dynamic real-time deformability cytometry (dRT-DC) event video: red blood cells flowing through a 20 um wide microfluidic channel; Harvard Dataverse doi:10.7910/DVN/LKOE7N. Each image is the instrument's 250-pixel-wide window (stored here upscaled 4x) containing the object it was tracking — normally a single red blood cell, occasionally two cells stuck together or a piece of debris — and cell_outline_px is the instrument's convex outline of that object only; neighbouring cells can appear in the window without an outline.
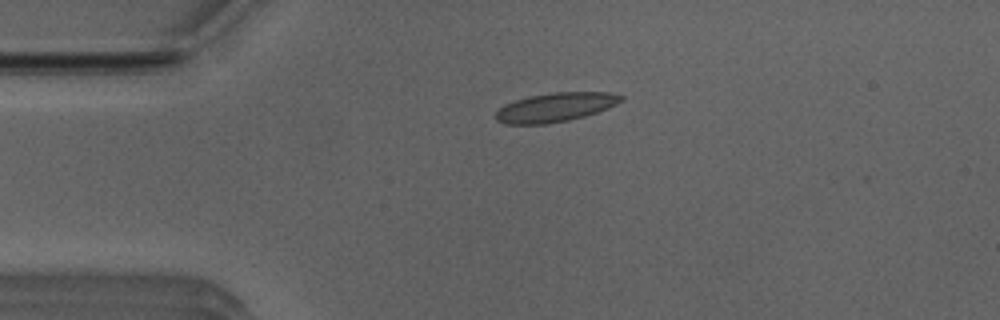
{"species": "Egyptian fruit bat (a non-hibernating species)", "species_latin": "Rousettus aegyptiacus", "temperature_condition": "room temperature", "stored_images_in_passage": 41, "camera_frame_rate_fps": 3000, "um_per_image_px": 0.085, "animal": {"sex": "male"}, "frame": {"image": 1, "passage_image": 1, "time_ms": 0.0, "image_size_px": [1000, 320], "cell_outline_px": [[624, 100], [608, 108], [584, 116], [568, 120], [548, 124], [504, 124], [496, 120], [496, 112], [504, 104], [528, 96], [552, 92], [608, 92], [624, 96]], "centroid_in_image_um": [47.2, 9.11], "position_along_channel_um": 37.8, "area_um2": 21.21}}
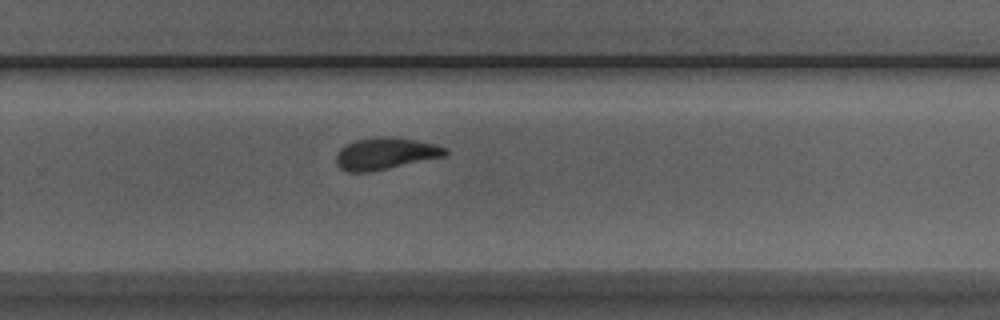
{"frame": {"image": 2, "passage_image": 23, "time_ms": 7.333, "image_size_px": [1000, 320], "cell_outline_px": [[448, 156], [372, 172], [348, 172], [340, 168], [336, 164], [336, 152], [344, 144], [356, 140], [376, 136], [392, 136], [416, 140], [436, 144], [448, 148]], "centroid_in_image_um": [32.78, 13.05], "position_along_channel_um": 297.0, "area_um2": 20.87}}
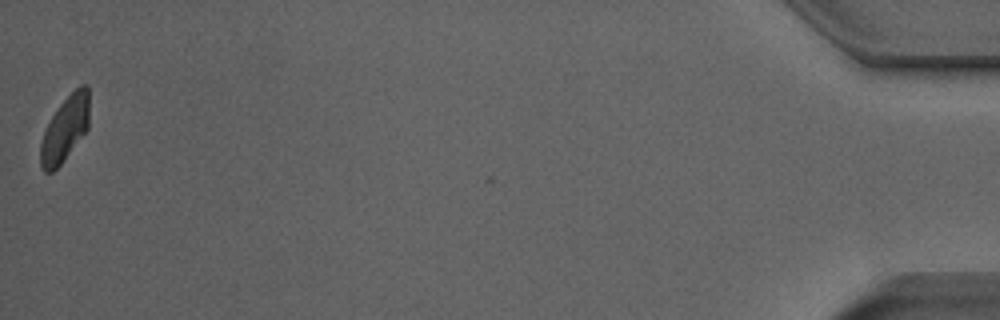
{"frame": {"image": 3, "passage_image": 41, "time_ms": 13.333, "image_size_px": [1000, 320], "cell_outline_px": [[88, 128], [60, 164], [52, 172], [44, 172], [40, 168], [40, 144], [44, 132], [52, 116], [60, 104], [80, 84], [88, 84]], "centroid_in_image_um": [5.51, 10.96], "position_along_channel_um": 429.7, "area_um2": 18.15}, "authors_computed_cell_mechanics": {"area_um2": 20.519, "velocity_mm_per_s": 3.9336, "shape_relaxation_time_tau1_ms": 8.6895, "shape_relaxation_time_tau2_ms": 1.4215, "deformation_change_tau1": 0.1582, "deformation_change_tau2": 0.0653}}